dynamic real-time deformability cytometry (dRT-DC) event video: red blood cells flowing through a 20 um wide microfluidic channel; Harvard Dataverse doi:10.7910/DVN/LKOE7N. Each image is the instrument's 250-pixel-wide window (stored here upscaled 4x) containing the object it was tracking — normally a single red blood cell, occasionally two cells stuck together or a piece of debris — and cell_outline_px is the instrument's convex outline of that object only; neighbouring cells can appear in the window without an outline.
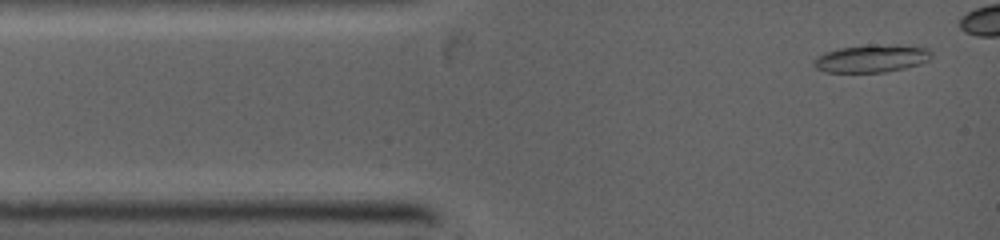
{"species": "common noctule bat (a hibernating species)", "species_latin": "Nyctalus noctula", "temperature_condition": "warm", "stored_images_in_passage": 5, "camera_frame_rate_fps": 5000, "um_per_image_px": 0.085, "animal": {"sex": "female", "body_mass_g": 19.0, "forearm_length_mm": 53.3}, "frame": {"image": 1, "passage_image": 1, "time_ms": 0.0, "image_size_px": [1000, 240], "cell_outline_px": [[932, 56], [928, 60], [920, 64], [904, 68], [884, 72], [824, 72], [816, 68], [816, 60], [824, 52], [840, 48], [928, 48], [932, 52]], "centroid_in_image_um": [74.06, 5.05], "position_along_channel_um": 10.9, "area_um2": 17.28}}
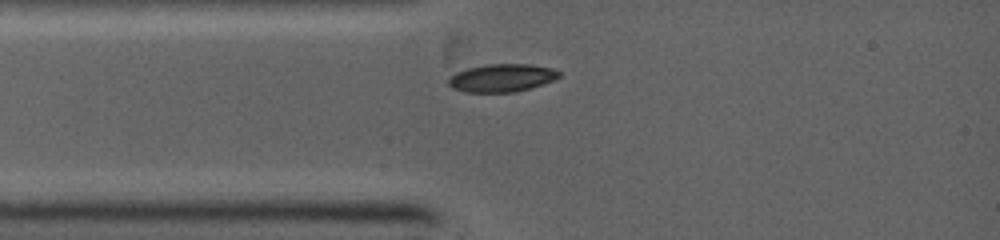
{"frame": {"image": 2, "passage_image": 5, "time_ms": 2.8, "image_size_px": [1000, 240], "cell_outline_px": [[560, 76], [552, 80], [516, 92], [464, 92], [452, 88], [448, 84], [448, 80], [456, 72], [468, 68], [484, 64], [528, 64], [552, 68], [560, 72]], "centroid_in_image_um": [42.62, 6.61], "position_along_channel_um": 42.4, "area_um2": 17.8}}